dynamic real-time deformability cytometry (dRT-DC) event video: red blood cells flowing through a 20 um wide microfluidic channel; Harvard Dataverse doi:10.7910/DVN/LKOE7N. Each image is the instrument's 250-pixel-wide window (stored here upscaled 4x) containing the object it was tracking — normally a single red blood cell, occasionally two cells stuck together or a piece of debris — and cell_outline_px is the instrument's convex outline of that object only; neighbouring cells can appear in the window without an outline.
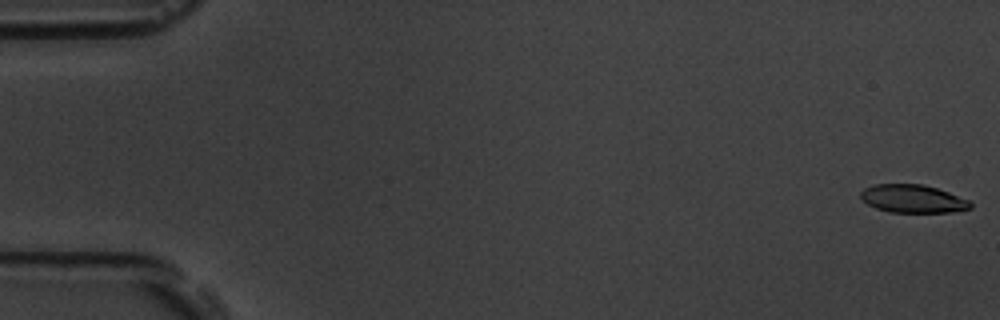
{"species": "common noctule bat (a hibernating species)", "species_latin": "Nyctalus noctula", "temperature_condition": "room temperature", "stored_images_in_passage": 54, "camera_frame_rate_fps": 3000, "um_per_image_px": 0.085, "animal": {"sex": "male", "body_mass_g": 19.5, "forearm_length_mm": 54.6}, "frame": {"image": 1, "passage_image": 1, "time_ms": 0.0, "image_size_px": [1000, 320], "cell_outline_px": [[972, 208], [952, 212], [888, 212], [876, 208], [868, 204], [860, 196], [860, 192], [864, 188], [872, 184], [924, 184], [948, 192], [968, 200], [972, 204]], "centroid_in_image_um": [77.57, 16.89], "position_along_channel_um": 7.4, "area_um2": 17.92}}
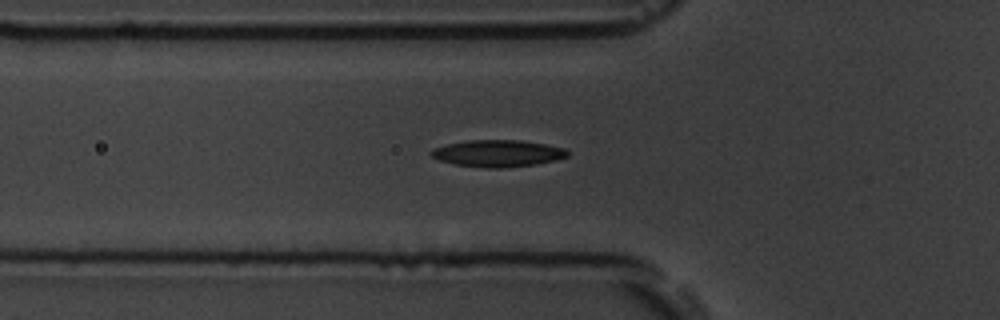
{"frame": {"image": 2, "passage_image": 19, "time_ms": 6.0, "image_size_px": [1000, 320], "cell_outline_px": [[568, 156], [556, 160], [536, 164], [500, 168], [488, 168], [452, 164], [440, 160], [432, 156], [428, 152], [432, 148], [448, 144], [468, 140], [520, 140], [544, 144], [564, 148], [568, 152]], "centroid_in_image_um": [42.28, 13.03], "position_along_channel_um": 83.5, "area_um2": 21.27}}
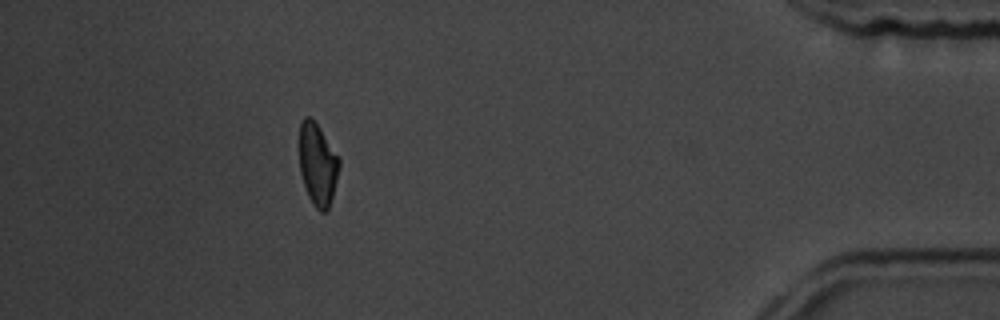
{"frame": {"image": 3, "passage_image": 49, "time_ms": 16.0, "image_size_px": [1000, 320], "cell_outline_px": [[340, 168], [332, 196], [328, 208], [324, 212], [320, 212], [312, 204], [308, 196], [300, 172], [300, 124], [304, 116], [312, 116], [320, 128], [340, 160]], "centroid_in_image_um": [27.0, 13.95], "position_along_channel_um": 408.2, "area_um2": 18.96}, "authors_computed_cell_mechanics": {"area_um2": 20.1144, "velocity_mm_per_s": 3.781, "shape_relaxation_time_tau1_ms": 4.1463, "shape_relaxation_time_tau2_ms": 5.9394, "deformation_change_tau1": 0.1352, "deformation_change_tau2": 0.1375}}